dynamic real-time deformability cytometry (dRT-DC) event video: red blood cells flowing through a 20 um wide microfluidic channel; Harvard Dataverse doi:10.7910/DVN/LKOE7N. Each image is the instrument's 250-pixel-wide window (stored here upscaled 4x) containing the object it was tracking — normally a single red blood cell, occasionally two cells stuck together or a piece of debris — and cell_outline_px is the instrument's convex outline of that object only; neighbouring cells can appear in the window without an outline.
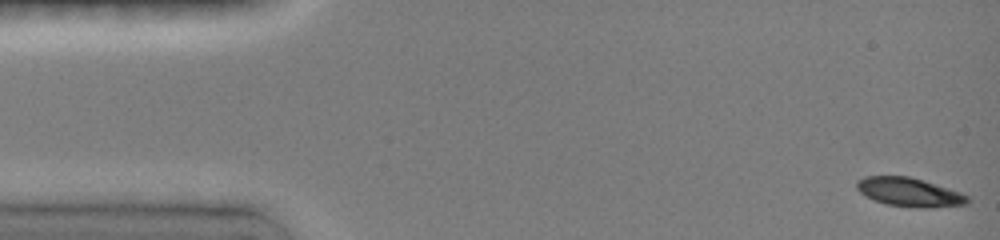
{"species": "common noctule bat (a hibernating species)", "species_latin": "Nyctalus noctula", "temperature_condition": "room temperature", "stored_images_in_passage": 60, "camera_frame_rate_fps": 3000, "um_per_image_px": 0.085, "animal": {"sex": "female", "body_mass_g": 19.0, "forearm_length_mm": 51.5}, "frame": {"image": 1, "passage_image": 1, "time_ms": 0.0, "image_size_px": [1000, 240], "cell_outline_px": [[968, 204], [924, 208], [884, 204], [872, 200], [860, 192], [856, 188], [856, 180], [864, 176], [908, 176], [960, 192], [968, 196]], "centroid_in_image_um": [77.23, 16.33], "position_along_channel_um": 7.8, "area_um2": 18.44}}
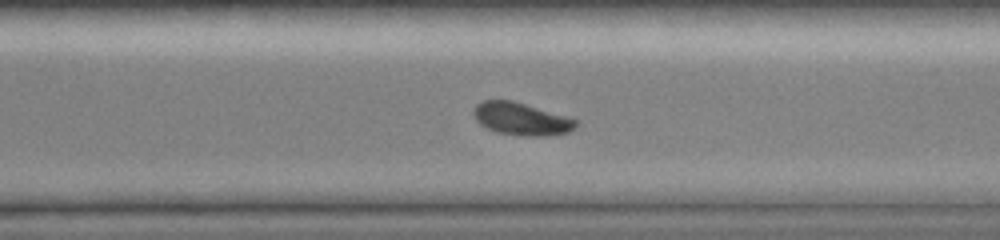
{"frame": {"image": 2, "passage_image": 35, "time_ms": 11.0, "image_size_px": [1000, 240], "cell_outline_px": [[576, 124], [568, 132], [544, 136], [528, 136], [496, 132], [480, 124], [472, 116], [472, 112], [476, 104], [484, 100], [512, 100], [564, 116], [576, 120]], "centroid_in_image_um": [44.22, 10.1], "position_along_channel_um": 326.4, "area_um2": 19.02}}
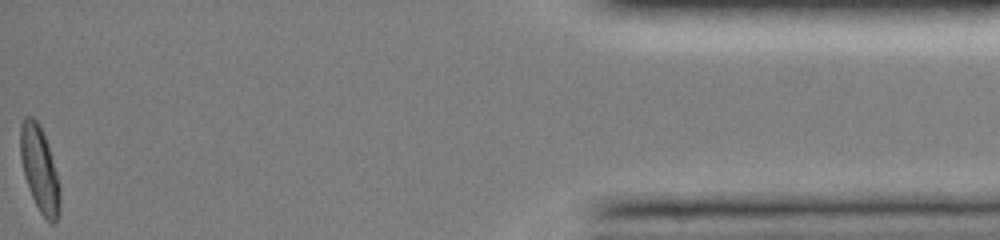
{"frame": {"image": 3, "passage_image": 59, "time_ms": 15.667, "image_size_px": [1000, 240], "cell_outline_px": [[60, 212], [56, 220], [52, 224], [40, 212], [32, 196], [24, 176], [20, 160], [20, 124], [24, 116], [32, 116], [40, 124], [56, 172], [60, 188]], "centroid_in_image_um": [3.34, 14.36], "position_along_channel_um": 431.9, "area_um2": 19.54}, "authors_computed_cell_mechanics": {"area_um2": 19.3052, "velocity_mm_per_s": 4.014, "shape_relaxation_time_tau1_ms": 2.9763, "shape_relaxation_time_tau2_ms": null, "deformation_change_tau1": 0.1353, "deformation_change_tau2": null}}